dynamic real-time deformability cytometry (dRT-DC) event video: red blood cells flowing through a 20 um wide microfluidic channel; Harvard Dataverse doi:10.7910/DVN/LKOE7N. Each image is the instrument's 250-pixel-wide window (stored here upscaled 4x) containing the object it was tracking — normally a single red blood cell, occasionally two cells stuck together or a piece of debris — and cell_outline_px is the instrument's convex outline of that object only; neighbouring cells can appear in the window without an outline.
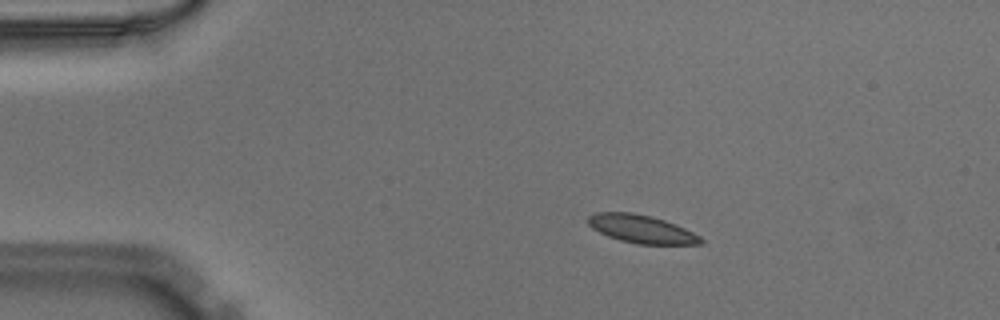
{"species": "Egyptian fruit bat (a non-hibernating species)", "species_latin": "Rousettus aegyptiacus", "temperature_condition": "warm", "stored_images_in_passage": 43, "camera_frame_rate_fps": 3000, "um_per_image_px": 0.085, "animal": {"sex": "male"}, "frame": {"image": 1, "passage_image": 1, "time_ms": 0.0, "image_size_px": [1000, 320], "cell_outline_px": [[704, 244], [636, 244], [620, 240], [608, 236], [592, 228], [588, 224], [588, 216], [596, 212], [632, 212], [652, 216], [676, 224], [700, 236], [704, 240]], "centroid_in_image_um": [54.53, 19.46], "position_along_channel_um": 30.5, "area_um2": 18.5}}
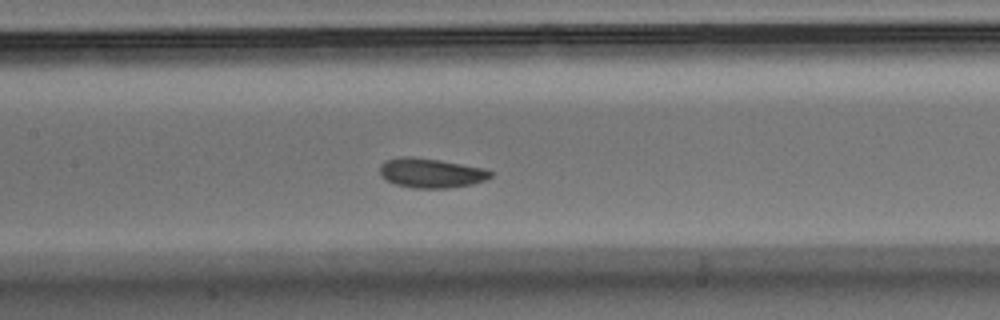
{"frame": {"image": 2, "passage_image": 16, "time_ms": 5.0, "image_size_px": [1000, 320], "cell_outline_px": [[492, 176], [484, 180], [472, 184], [448, 188], [412, 188], [396, 184], [380, 176], [380, 164], [384, 160], [400, 156], [412, 156], [440, 160], [484, 168], [492, 172]], "centroid_in_image_um": [36.6, 14.69], "position_along_channel_um": 170.8, "area_um2": 19.13}}
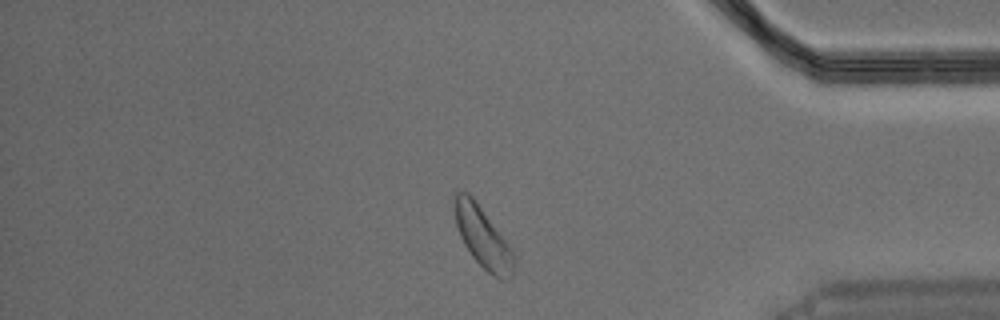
{"frame": {"image": 3, "passage_image": 35, "time_ms": 11.333, "image_size_px": [1000, 320], "cell_outline_px": [[516, 268], [512, 276], [508, 280], [500, 280], [492, 276], [472, 256], [464, 244], [460, 236], [456, 224], [452, 204], [456, 192], [468, 192], [472, 196], [512, 248], [516, 256]], "centroid_in_image_um": [41.07, 20.21], "position_along_channel_um": 394.1, "area_um2": 21.39}}